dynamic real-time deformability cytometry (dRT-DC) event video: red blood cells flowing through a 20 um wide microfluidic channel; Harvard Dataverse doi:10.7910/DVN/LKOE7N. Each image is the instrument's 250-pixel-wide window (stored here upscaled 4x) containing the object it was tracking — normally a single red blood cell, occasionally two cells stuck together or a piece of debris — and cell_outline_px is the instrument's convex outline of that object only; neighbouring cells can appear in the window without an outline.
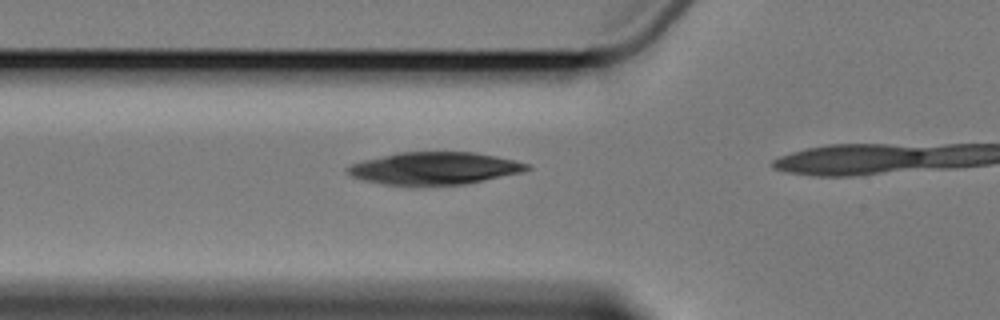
{"species": "Egyptian fruit bat (a non-hibernating species)", "species_latin": "Rousettus aegyptiacus", "temperature_condition": "cold", "stored_images_in_passage": 5, "camera_frame_rate_fps": 3000, "um_per_image_px": 0.085, "animal": {"sex": "female"}, "frame": {"image": 1, "passage_image": 4, "time_ms": 4.0, "image_size_px": [1000, 320], "cell_outline_px": [[532, 168], [520, 172], [484, 180], [464, 184], [424, 188], [412, 188], [384, 184], [364, 180], [352, 176], [344, 168], [352, 164], [364, 160], [400, 152], [476, 152], [496, 156], [532, 164]], "centroid_in_image_um": [36.92, 14.34], "position_along_channel_um": 88.9, "area_um2": 34.62}}